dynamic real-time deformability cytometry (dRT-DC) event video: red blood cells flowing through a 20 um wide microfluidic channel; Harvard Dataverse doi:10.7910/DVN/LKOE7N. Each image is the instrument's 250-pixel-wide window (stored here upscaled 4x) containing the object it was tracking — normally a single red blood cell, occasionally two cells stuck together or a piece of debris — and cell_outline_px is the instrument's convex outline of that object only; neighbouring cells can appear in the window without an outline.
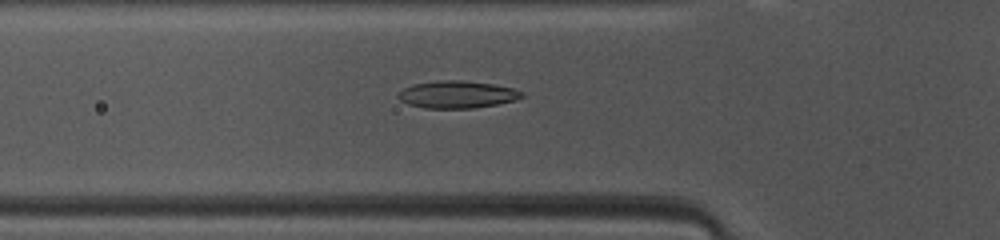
{"species": "common noctule bat (a hibernating species)", "species_latin": "Nyctalus noctula", "temperature_condition": "warm", "stored_images_in_passage": 46, "camera_frame_rate_fps": 3000, "um_per_image_px": 0.085, "animal": {"sex": "female", "body_mass_g": 10.0, "forearm_length_mm": 53.1}, "frame": {"image": 1, "passage_image": 14, "time_ms": 4.333, "image_size_px": [1000, 240], "cell_outline_px": [[524, 96], [516, 100], [496, 104], [472, 108], [424, 108], [408, 104], [400, 100], [396, 96], [404, 88], [412, 84], [440, 80], [460, 80], [492, 84], [512, 88], [524, 92]], "centroid_in_image_um": [38.84, 8.03], "position_along_channel_um": 87.0, "area_um2": 19.59}}
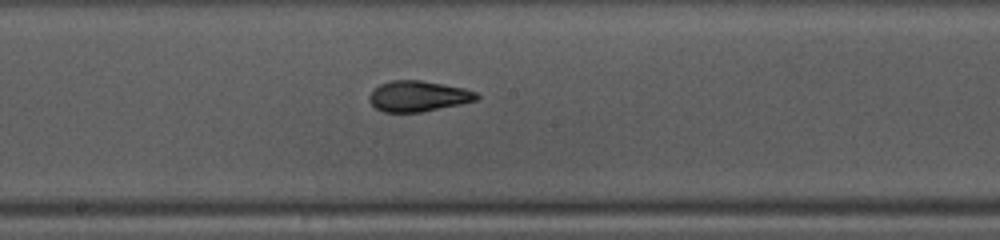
{"frame": {"image": 2, "passage_image": 23, "time_ms": 7.333, "image_size_px": [1000, 240], "cell_outline_px": [[480, 96], [476, 100], [460, 104], [420, 112], [384, 112], [376, 108], [368, 100], [368, 96], [380, 84], [392, 80], [420, 80], [444, 84], [464, 88], [476, 92]], "centroid_in_image_um": [35.54, 8.17], "position_along_channel_um": 212.7, "area_um2": 19.07}}
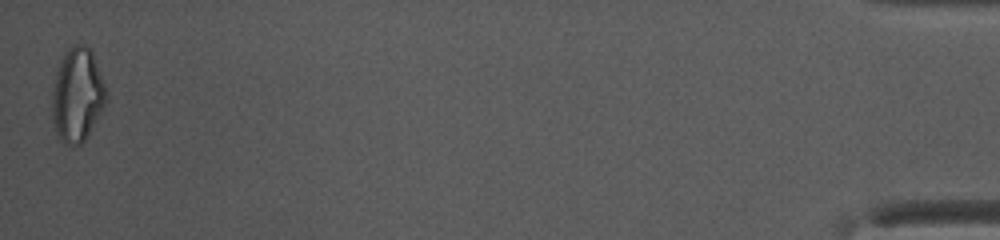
{"frame": {"image": 3, "passage_image": 46, "time_ms": 15.0, "image_size_px": [1000, 240], "cell_outline_px": [[104, 104], [84, 140], [80, 144], [72, 148], [64, 144], [60, 140], [56, 132], [52, 120], [52, 96], [56, 72], [60, 56], [72, 44], [84, 44], [92, 48], [104, 84]], "centroid_in_image_um": [6.52, 8.03], "position_along_channel_um": 428.7, "area_um2": 29.48}, "authors_computed_cell_mechanics": {"area_um2": 19.4786, "velocity_mm_per_s": 4.1558, "shape_relaxation_time_tau1_ms": 4.6704, "shape_relaxation_time_tau2_ms": 1.5436, "deformation_change_tau1": 0.1893, "deformation_change_tau2": 0.0908}}